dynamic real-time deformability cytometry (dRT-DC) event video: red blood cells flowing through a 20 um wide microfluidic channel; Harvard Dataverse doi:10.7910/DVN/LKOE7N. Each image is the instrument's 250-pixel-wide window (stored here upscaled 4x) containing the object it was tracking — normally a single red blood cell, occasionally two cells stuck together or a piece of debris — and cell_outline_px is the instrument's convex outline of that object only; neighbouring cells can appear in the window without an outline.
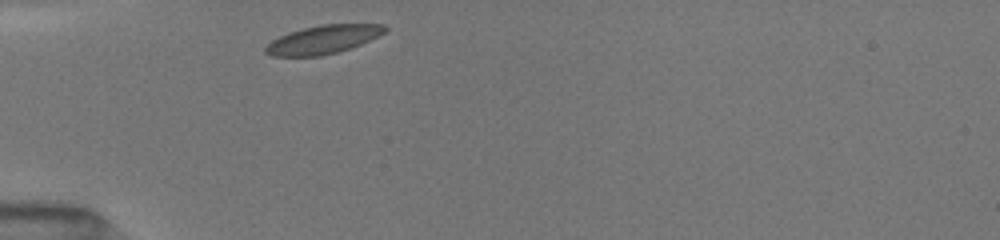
{"species": "common noctule bat (a hibernating species)", "species_latin": "Nyctalus noctula", "temperature_condition": "room temperature", "stored_images_in_passage": 11, "camera_frame_rate_fps": 3000, "um_per_image_px": 0.085, "animal": {"sex": "female", "body_mass_g": 19.5, "forearm_length_mm": 54.1}, "frame": {"image": 1, "passage_image": 1, "time_ms": 0.0, "image_size_px": [1000, 240], "cell_outline_px": [[388, 28], [384, 32], [352, 48], [320, 56], [272, 56], [264, 52], [264, 48], [272, 40], [288, 32], [320, 24], [384, 24]], "centroid_in_image_um": [27.44, 3.36], "position_along_channel_um": 57.6, "area_um2": 19.65}}
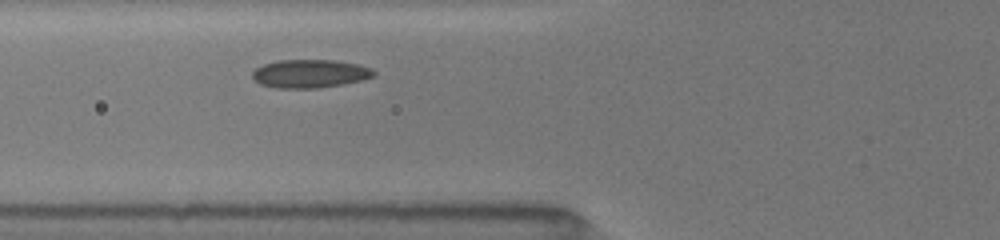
{"frame": {"image": 2, "passage_image": 7, "time_ms": 1.333, "image_size_px": [1000, 240], "cell_outline_px": [[376, 76], [364, 80], [316, 88], [276, 88], [260, 84], [252, 76], [252, 72], [256, 68], [264, 64], [276, 60], [332, 60], [356, 64], [372, 68], [376, 72]], "centroid_in_image_um": [26.36, 6.26], "position_along_channel_um": 99.4, "area_um2": 20.0}}